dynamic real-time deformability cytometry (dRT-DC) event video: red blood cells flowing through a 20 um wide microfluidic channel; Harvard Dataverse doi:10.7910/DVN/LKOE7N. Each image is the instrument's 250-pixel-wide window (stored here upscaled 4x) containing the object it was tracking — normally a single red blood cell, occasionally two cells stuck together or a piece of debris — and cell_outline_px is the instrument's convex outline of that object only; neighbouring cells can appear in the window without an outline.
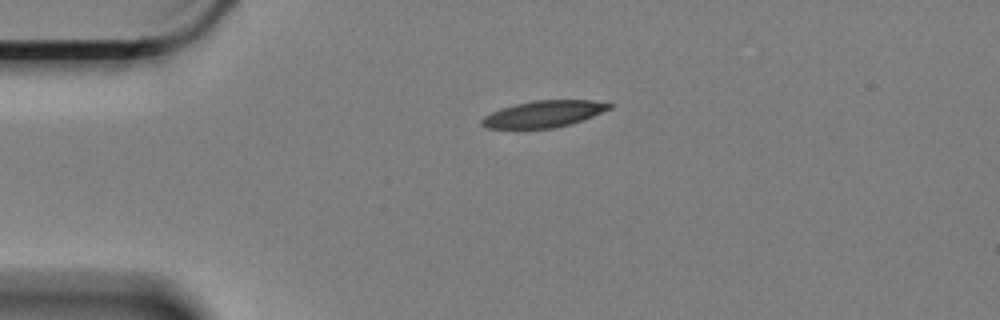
{"species": "Egyptian fruit bat (a non-hibernating species)", "species_latin": "Rousettus aegyptiacus", "temperature_condition": "cold", "stored_images_in_passage": 42, "camera_frame_rate_fps": 3000, "um_per_image_px": 0.085, "animal": {"sex": "female"}, "frame": {"image": 1, "passage_image": 1, "time_ms": 0.0, "image_size_px": [1000, 320], "cell_outline_px": [[612, 108], [572, 124], [556, 128], [516, 132], [484, 128], [480, 124], [480, 120], [484, 116], [492, 112], [516, 104], [536, 100], [592, 100], [612, 104]], "centroid_in_image_um": [46.11, 9.76], "position_along_channel_um": 38.9, "area_um2": 20.69}}
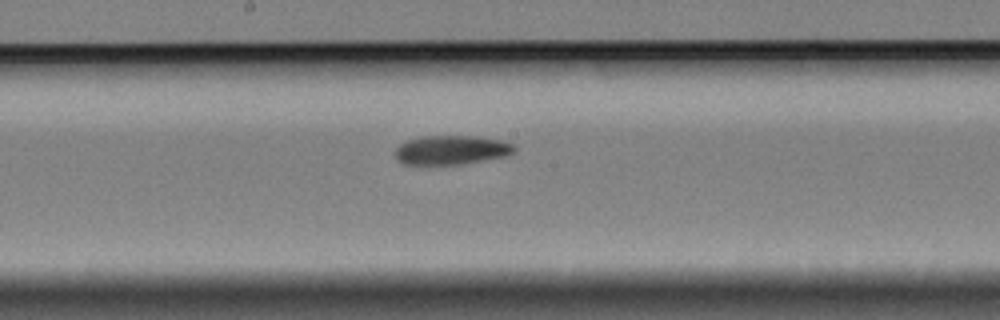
{"frame": {"image": 2, "passage_image": 19, "time_ms": 6.0, "image_size_px": [1000, 320], "cell_outline_px": [[516, 152], [508, 156], [460, 164], [404, 164], [396, 160], [396, 148], [400, 144], [408, 140], [424, 136], [476, 136], [500, 140], [512, 144], [516, 148]], "centroid_in_image_um": [38.39, 12.75], "position_along_channel_um": 209.8, "area_um2": 20.17}}
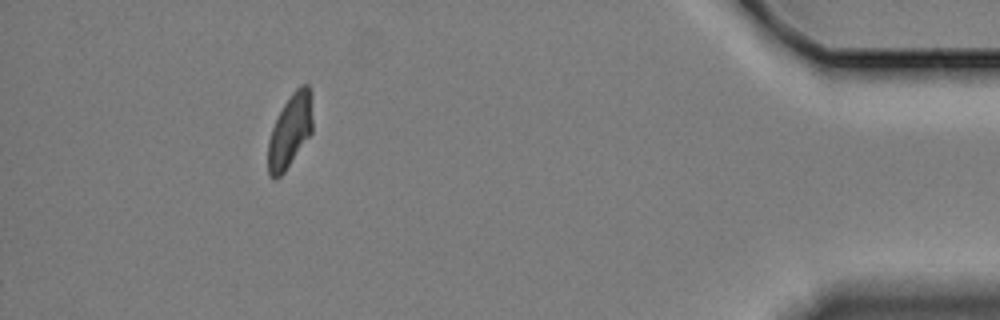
{"frame": {"image": 3, "passage_image": 42, "time_ms": 13.667, "image_size_px": [1000, 320], "cell_outline_px": [[312, 132], [284, 172], [276, 180], [272, 180], [268, 176], [268, 140], [272, 128], [284, 104], [292, 92], [300, 84], [308, 84], [312, 92]], "centroid_in_image_um": [24.66, 11.11], "position_along_channel_um": 410.5, "area_um2": 19.19}, "authors_computed_cell_mechanics": {"area_um2": 20.519, "velocity_mm_per_s": 3.3387, "shape_relaxation_time_tau1_ms": 6.856, "shape_relaxation_time_tau2_ms": 3.0546, "deformation_change_tau1": 0.1825, "deformation_change_tau2": 0.0788}}